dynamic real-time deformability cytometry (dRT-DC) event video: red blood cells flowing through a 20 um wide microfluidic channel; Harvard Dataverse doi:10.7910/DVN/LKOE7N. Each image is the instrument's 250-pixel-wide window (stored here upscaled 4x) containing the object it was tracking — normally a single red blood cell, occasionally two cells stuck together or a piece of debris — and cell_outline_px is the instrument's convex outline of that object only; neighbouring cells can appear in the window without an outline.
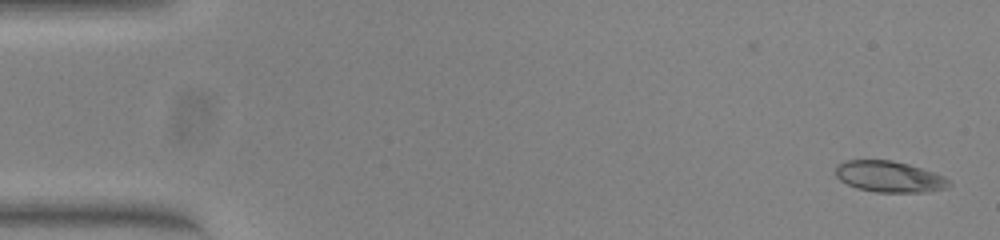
{"species": "common noctule bat (a hibernating species)", "species_latin": "Nyctalus noctula", "temperature_condition": "warm", "stored_images_in_passage": 53, "camera_frame_rate_fps": 3000, "um_per_image_px": 0.085, "animal": {"sex": "female", "body_mass_g": 23.0, "forearm_length_mm": 53.4}, "frame": {"image": 1, "passage_image": 1, "time_ms": 0.0, "image_size_px": [1000, 240], "cell_outline_px": [[952, 184], [944, 188], [924, 192], [876, 192], [856, 188], [840, 180], [836, 176], [836, 164], [844, 160], [892, 160], [908, 164], [944, 176]], "centroid_in_image_um": [75.55, 15.01], "position_along_channel_um": 9.5, "area_um2": 20.46}}
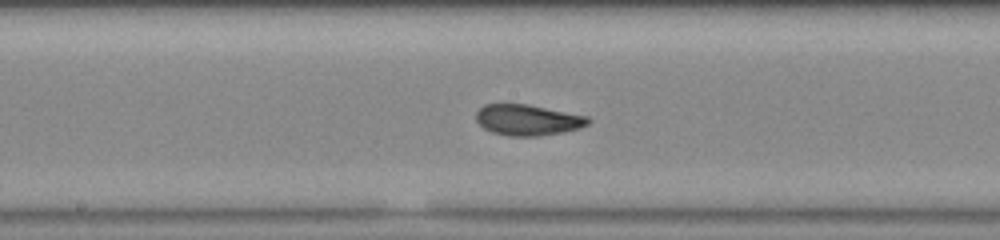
{"frame": {"image": 2, "passage_image": 27, "time_ms": 8.667, "image_size_px": [1000, 240], "cell_outline_px": [[592, 120], [588, 124], [580, 128], [540, 136], [508, 136], [492, 132], [484, 128], [476, 120], [476, 112], [484, 104], [528, 104], [588, 116]], "centroid_in_image_um": [44.86, 10.19], "position_along_channel_um": 203.3, "area_um2": 20.17}}
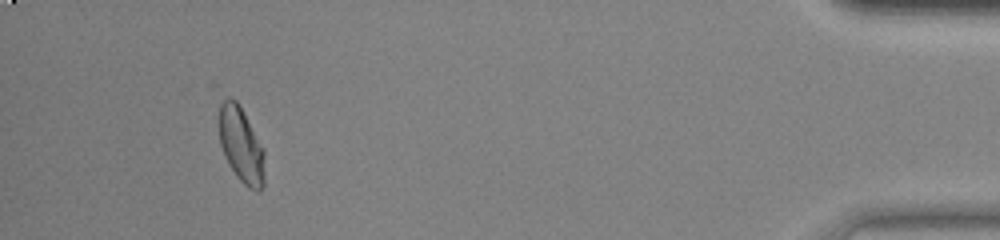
{"frame": {"image": 3, "passage_image": 49, "time_ms": 16.0, "image_size_px": [1000, 240], "cell_outline_px": [[264, 184], [260, 192], [256, 192], [248, 188], [236, 176], [228, 164], [224, 156], [220, 144], [216, 124], [216, 120], [220, 104], [224, 96], [228, 96], [236, 100], [240, 104], [264, 148]], "centroid_in_image_um": [20.46, 12.27], "position_along_channel_um": 414.7, "area_um2": 21.04}, "authors_computed_cell_mechanics": {"area_um2": 20.2878, "velocity_mm_per_s": 3.8253, "shape_relaxation_time_tau1_ms": 8.9817, "shape_relaxation_time_tau2_ms": 1.4585, "deformation_change_tau1": 0.2417, "deformation_change_tau2": 0.0632}}